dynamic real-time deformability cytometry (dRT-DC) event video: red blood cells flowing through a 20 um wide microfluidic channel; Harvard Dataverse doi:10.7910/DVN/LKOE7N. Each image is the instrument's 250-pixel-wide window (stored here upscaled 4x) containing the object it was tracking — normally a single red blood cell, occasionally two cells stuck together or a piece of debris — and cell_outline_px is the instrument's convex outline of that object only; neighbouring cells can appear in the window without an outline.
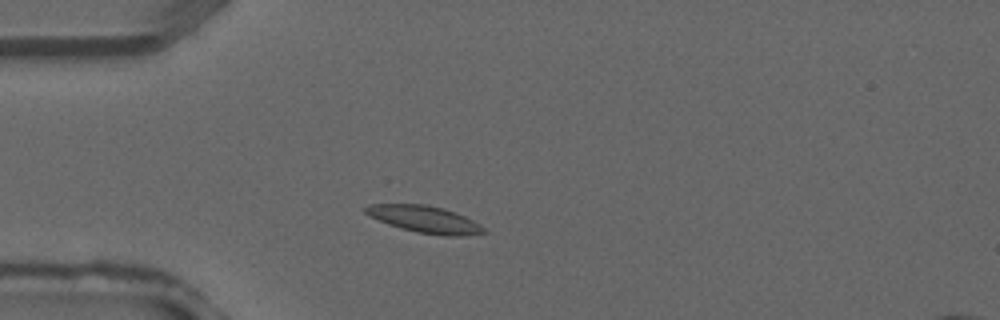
{"species": "common noctule bat (a hibernating species)", "species_latin": "Nyctalus noctula", "temperature_condition": "warm", "stored_images_in_passage": 31, "camera_frame_rate_fps": 3000, "um_per_image_px": 0.085, "animal": {"sex": "male", "forearm_length_mm": 52.5}, "frame": {"image": 1, "passage_image": 6, "time_ms": 1.667, "image_size_px": [1000, 320], "cell_outline_px": [[488, 232], [460, 236], [444, 236], [416, 232], [388, 224], [368, 216], [364, 212], [364, 208], [368, 204], [428, 204], [444, 208], [456, 212], [480, 224]], "centroid_in_image_um": [36.09, 18.63], "position_along_channel_um": 48.9, "area_um2": 18.67}}
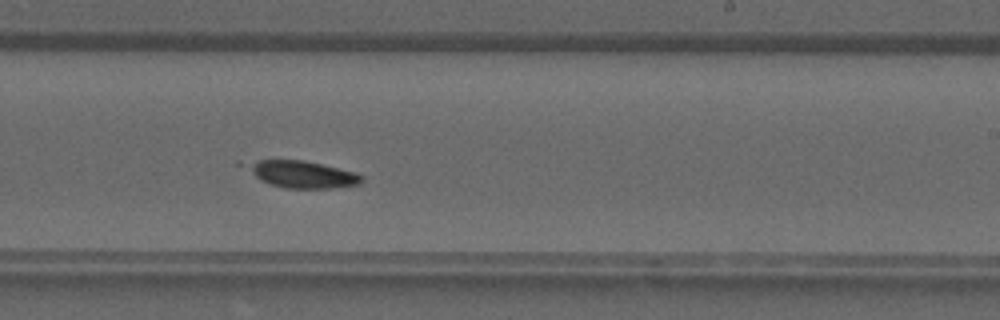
{"frame": {"image": 2, "passage_image": 19, "time_ms": 6.0, "image_size_px": [1000, 320], "cell_outline_px": [[364, 180], [360, 184], [332, 188], [284, 188], [268, 184], [260, 180], [236, 164], [236, 160], [304, 160], [356, 172], [364, 176]], "centroid_in_image_um": [25.51, 14.79], "position_along_channel_um": 263.5, "area_um2": 18.9}}
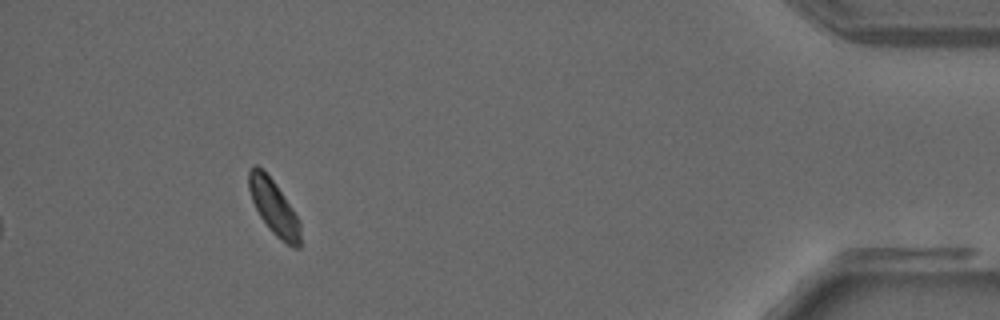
{"frame": {"image": 3, "passage_image": 31, "time_ms": 10.0, "image_size_px": [1000, 320], "cell_outline_px": [[300, 248], [292, 248], [280, 240], [268, 228], [260, 216], [252, 200], [248, 188], [248, 172], [256, 164], [276, 184], [300, 220]], "centroid_in_image_um": [23.29, 17.67], "position_along_channel_um": 411.9, "area_um2": 16.36}}